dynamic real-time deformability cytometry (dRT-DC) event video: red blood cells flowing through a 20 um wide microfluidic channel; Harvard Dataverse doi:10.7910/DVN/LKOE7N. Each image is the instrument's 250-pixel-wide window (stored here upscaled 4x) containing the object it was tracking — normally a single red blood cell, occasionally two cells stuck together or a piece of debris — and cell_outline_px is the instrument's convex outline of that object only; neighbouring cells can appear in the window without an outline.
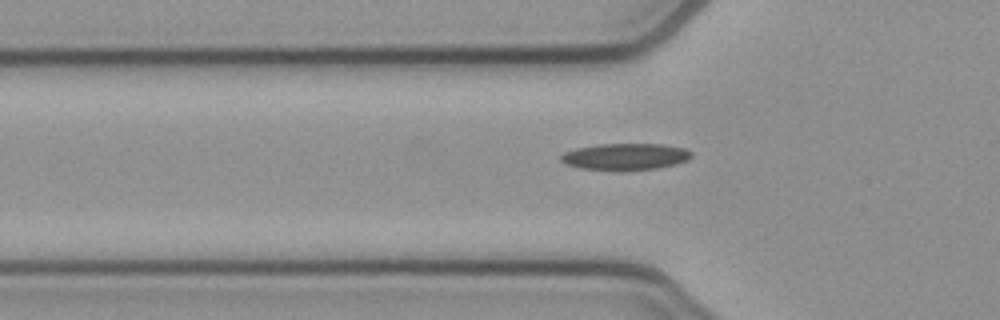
{"species": "common noctule bat (a hibernating species)", "species_latin": "Nyctalus noctula", "temperature_condition": "cold", "stored_images_in_passage": 40, "camera_frame_rate_fps": 3000, "um_per_image_px": 0.085, "animal": {"sex": "female", "body_mass_g": 21.9}, "frame": {"image": 1, "passage_image": 9, "time_ms": 2.667, "image_size_px": [1000, 320], "cell_outline_px": [[692, 156], [688, 160], [676, 164], [656, 168], [624, 172], [616, 172], [580, 168], [564, 164], [560, 160], [560, 156], [564, 152], [576, 148], [600, 144], [664, 144], [684, 148], [692, 152]], "centroid_in_image_um": [53.13, 13.34], "position_along_channel_um": 72.7, "area_um2": 20.81}}
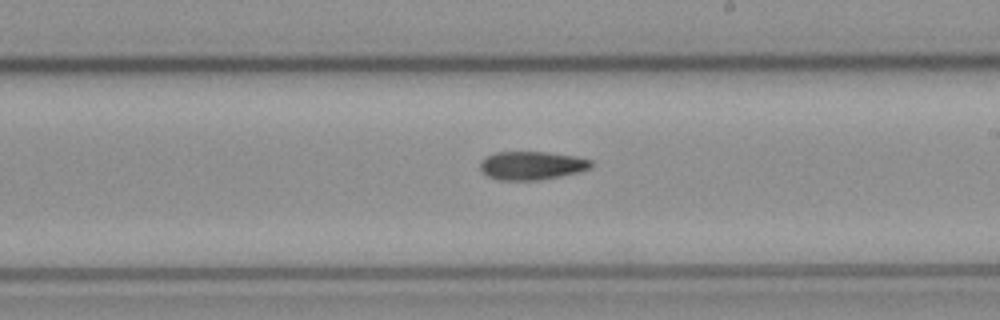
{"frame": {"image": 2, "passage_image": 22, "time_ms": 7.0, "image_size_px": [1000, 320], "cell_outline_px": [[592, 168], [580, 172], [540, 180], [500, 180], [488, 176], [480, 168], [480, 160], [484, 156], [496, 152], [544, 152], [576, 156], [592, 160]], "centroid_in_image_um": [45.21, 14.06], "position_along_channel_um": 243.8, "area_um2": 18.5}}
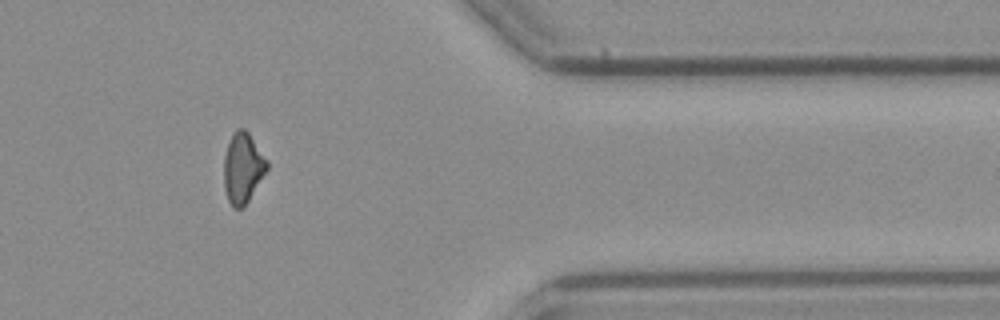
{"frame": {"image": 3, "passage_image": 35, "time_ms": 11.333, "image_size_px": [1000, 320], "cell_outline_px": [[268, 168], [248, 200], [240, 208], [232, 208], [228, 200], [224, 188], [224, 156], [228, 140], [232, 132], [236, 128], [244, 128], [248, 132], [268, 160]], "centroid_in_image_um": [20.62, 14.23], "position_along_channel_um": 390.8, "area_um2": 17.69}}